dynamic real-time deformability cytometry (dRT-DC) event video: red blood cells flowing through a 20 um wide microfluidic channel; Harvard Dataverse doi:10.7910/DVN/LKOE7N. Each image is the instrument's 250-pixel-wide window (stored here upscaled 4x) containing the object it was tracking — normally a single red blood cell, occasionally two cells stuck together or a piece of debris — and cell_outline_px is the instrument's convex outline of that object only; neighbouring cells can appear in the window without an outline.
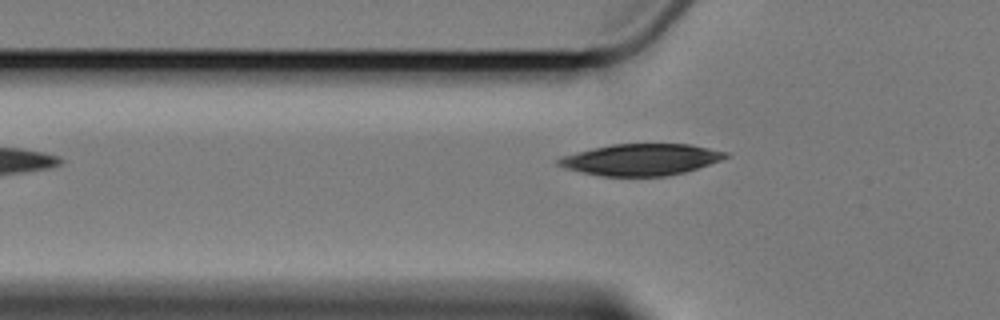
{"species": "Egyptian fruit bat (a non-hibernating species)", "species_latin": "Rousettus aegyptiacus", "temperature_condition": "cold", "stored_images_in_passage": 7, "segment_of_instrument_passage": [2, 2], "camera_frame_rate_fps": 3000, "um_per_image_px": 0.085, "animal": {"sex": "female"}, "frame": {"image": 1, "passage_image": 7, "time_ms": 8.0, "image_size_px": [1000, 320], "cell_outline_px": [[728, 156], [720, 160], [684, 172], [668, 176], [600, 176], [564, 168], [556, 164], [556, 160], [564, 156], [592, 148], [612, 144], [692, 144], [728, 152]], "centroid_in_image_um": [54.48, 13.56], "position_along_channel_um": 71.3, "area_um2": 30.52}}